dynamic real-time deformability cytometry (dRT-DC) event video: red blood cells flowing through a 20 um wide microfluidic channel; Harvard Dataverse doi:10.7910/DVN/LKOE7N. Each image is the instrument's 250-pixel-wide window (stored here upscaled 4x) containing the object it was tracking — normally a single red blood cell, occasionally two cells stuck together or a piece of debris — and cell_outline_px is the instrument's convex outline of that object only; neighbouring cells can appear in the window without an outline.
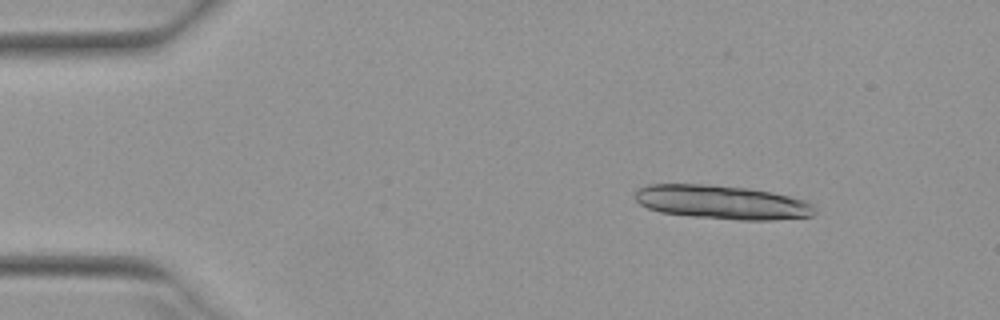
{"species": "Egyptian fruit bat (a non-hibernating species)", "species_latin": "Rousettus aegyptiacus", "temperature_condition": "warm", "stored_images_in_passage": 16, "camera_frame_rate_fps": 3000, "um_per_image_px": 0.085, "animal": {"sex": "female"}, "frame": {"image": 1, "passage_image": 7, "time_ms": 2.0, "image_size_px": [1000, 320], "cell_outline_px": [[816, 212], [812, 216], [772, 220], [740, 220], [692, 216], [660, 212], [648, 208], [640, 204], [636, 200], [636, 192], [640, 188], [648, 184], [704, 184], [748, 188], [788, 196], [804, 200], [812, 204], [816, 208]], "centroid_in_image_um": [61.38, 17.19], "position_along_channel_um": 23.6, "area_um2": 35.26}}